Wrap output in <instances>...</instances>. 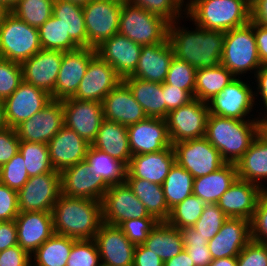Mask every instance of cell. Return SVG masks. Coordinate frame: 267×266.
I'll return each instance as SVG.
<instances>
[{
  "label": "cell",
  "instance_id": "obj_1",
  "mask_svg": "<svg viewBox=\"0 0 267 266\" xmlns=\"http://www.w3.org/2000/svg\"><path fill=\"white\" fill-rule=\"evenodd\" d=\"M184 18L169 23L168 40L174 56L196 69L215 67L220 64L225 32L199 27H186Z\"/></svg>",
  "mask_w": 267,
  "mask_h": 266
},
{
  "label": "cell",
  "instance_id": "obj_2",
  "mask_svg": "<svg viewBox=\"0 0 267 266\" xmlns=\"http://www.w3.org/2000/svg\"><path fill=\"white\" fill-rule=\"evenodd\" d=\"M54 233L75 239H94L102 221V202L60 194L51 210Z\"/></svg>",
  "mask_w": 267,
  "mask_h": 266
},
{
  "label": "cell",
  "instance_id": "obj_3",
  "mask_svg": "<svg viewBox=\"0 0 267 266\" xmlns=\"http://www.w3.org/2000/svg\"><path fill=\"white\" fill-rule=\"evenodd\" d=\"M258 135V120L208 116L205 138L226 163L236 164Z\"/></svg>",
  "mask_w": 267,
  "mask_h": 266
},
{
  "label": "cell",
  "instance_id": "obj_4",
  "mask_svg": "<svg viewBox=\"0 0 267 266\" xmlns=\"http://www.w3.org/2000/svg\"><path fill=\"white\" fill-rule=\"evenodd\" d=\"M250 12L245 0H186L185 21L207 30L227 32L248 24Z\"/></svg>",
  "mask_w": 267,
  "mask_h": 266
},
{
  "label": "cell",
  "instance_id": "obj_5",
  "mask_svg": "<svg viewBox=\"0 0 267 266\" xmlns=\"http://www.w3.org/2000/svg\"><path fill=\"white\" fill-rule=\"evenodd\" d=\"M220 64L235 77L244 78H247L245 75L248 73L255 75L261 67L262 63L258 56L254 35V23L251 20L244 26L225 32Z\"/></svg>",
  "mask_w": 267,
  "mask_h": 266
},
{
  "label": "cell",
  "instance_id": "obj_6",
  "mask_svg": "<svg viewBox=\"0 0 267 266\" xmlns=\"http://www.w3.org/2000/svg\"><path fill=\"white\" fill-rule=\"evenodd\" d=\"M169 22L125 0L118 33L141 45L160 44L168 38Z\"/></svg>",
  "mask_w": 267,
  "mask_h": 266
},
{
  "label": "cell",
  "instance_id": "obj_7",
  "mask_svg": "<svg viewBox=\"0 0 267 266\" xmlns=\"http://www.w3.org/2000/svg\"><path fill=\"white\" fill-rule=\"evenodd\" d=\"M41 49L38 28L9 12L0 27V58L21 64Z\"/></svg>",
  "mask_w": 267,
  "mask_h": 266
},
{
  "label": "cell",
  "instance_id": "obj_8",
  "mask_svg": "<svg viewBox=\"0 0 267 266\" xmlns=\"http://www.w3.org/2000/svg\"><path fill=\"white\" fill-rule=\"evenodd\" d=\"M250 79L249 75L247 79L236 77L221 92L207 102L209 113L239 120H257L259 115L256 114L257 117H254V112H252L256 105L254 86L251 85Z\"/></svg>",
  "mask_w": 267,
  "mask_h": 266
},
{
  "label": "cell",
  "instance_id": "obj_9",
  "mask_svg": "<svg viewBox=\"0 0 267 266\" xmlns=\"http://www.w3.org/2000/svg\"><path fill=\"white\" fill-rule=\"evenodd\" d=\"M123 0H91L83 5L87 47L96 48L119 31Z\"/></svg>",
  "mask_w": 267,
  "mask_h": 266
},
{
  "label": "cell",
  "instance_id": "obj_10",
  "mask_svg": "<svg viewBox=\"0 0 267 266\" xmlns=\"http://www.w3.org/2000/svg\"><path fill=\"white\" fill-rule=\"evenodd\" d=\"M172 147L175 162L194 178L208 175L226 163L219 151L205 137L176 142Z\"/></svg>",
  "mask_w": 267,
  "mask_h": 266
},
{
  "label": "cell",
  "instance_id": "obj_11",
  "mask_svg": "<svg viewBox=\"0 0 267 266\" xmlns=\"http://www.w3.org/2000/svg\"><path fill=\"white\" fill-rule=\"evenodd\" d=\"M208 105L198 99L170 111L166 117L172 144L205 137Z\"/></svg>",
  "mask_w": 267,
  "mask_h": 266
},
{
  "label": "cell",
  "instance_id": "obj_12",
  "mask_svg": "<svg viewBox=\"0 0 267 266\" xmlns=\"http://www.w3.org/2000/svg\"><path fill=\"white\" fill-rule=\"evenodd\" d=\"M61 194L60 172L29 177L18 191L19 212H51Z\"/></svg>",
  "mask_w": 267,
  "mask_h": 266
},
{
  "label": "cell",
  "instance_id": "obj_13",
  "mask_svg": "<svg viewBox=\"0 0 267 266\" xmlns=\"http://www.w3.org/2000/svg\"><path fill=\"white\" fill-rule=\"evenodd\" d=\"M101 202L102 221L109 225L119 226L129 219L154 217L149 215L126 182L109 186Z\"/></svg>",
  "mask_w": 267,
  "mask_h": 266
},
{
  "label": "cell",
  "instance_id": "obj_14",
  "mask_svg": "<svg viewBox=\"0 0 267 266\" xmlns=\"http://www.w3.org/2000/svg\"><path fill=\"white\" fill-rule=\"evenodd\" d=\"M61 100L52 99L42 110L15 127L20 141L47 144L64 126Z\"/></svg>",
  "mask_w": 267,
  "mask_h": 266
},
{
  "label": "cell",
  "instance_id": "obj_15",
  "mask_svg": "<svg viewBox=\"0 0 267 266\" xmlns=\"http://www.w3.org/2000/svg\"><path fill=\"white\" fill-rule=\"evenodd\" d=\"M60 175L61 193L68 197L102 201L109 188L86 160L64 169Z\"/></svg>",
  "mask_w": 267,
  "mask_h": 266
},
{
  "label": "cell",
  "instance_id": "obj_16",
  "mask_svg": "<svg viewBox=\"0 0 267 266\" xmlns=\"http://www.w3.org/2000/svg\"><path fill=\"white\" fill-rule=\"evenodd\" d=\"M61 101L64 110V125L91 145L104 120L102 103L77 100L72 97Z\"/></svg>",
  "mask_w": 267,
  "mask_h": 266
},
{
  "label": "cell",
  "instance_id": "obj_17",
  "mask_svg": "<svg viewBox=\"0 0 267 266\" xmlns=\"http://www.w3.org/2000/svg\"><path fill=\"white\" fill-rule=\"evenodd\" d=\"M96 55V49L92 47H79L63 53L54 89V100H64L75 95L89 62Z\"/></svg>",
  "mask_w": 267,
  "mask_h": 266
},
{
  "label": "cell",
  "instance_id": "obj_18",
  "mask_svg": "<svg viewBox=\"0 0 267 266\" xmlns=\"http://www.w3.org/2000/svg\"><path fill=\"white\" fill-rule=\"evenodd\" d=\"M63 51L41 49L21 63L23 81L44 90L54 99V89L61 67Z\"/></svg>",
  "mask_w": 267,
  "mask_h": 266
},
{
  "label": "cell",
  "instance_id": "obj_19",
  "mask_svg": "<svg viewBox=\"0 0 267 266\" xmlns=\"http://www.w3.org/2000/svg\"><path fill=\"white\" fill-rule=\"evenodd\" d=\"M51 100V95L44 90L22 81L19 87L3 101L8 126L15 128L42 110Z\"/></svg>",
  "mask_w": 267,
  "mask_h": 266
},
{
  "label": "cell",
  "instance_id": "obj_20",
  "mask_svg": "<svg viewBox=\"0 0 267 266\" xmlns=\"http://www.w3.org/2000/svg\"><path fill=\"white\" fill-rule=\"evenodd\" d=\"M94 240L104 266H133L136 245L114 225L102 223Z\"/></svg>",
  "mask_w": 267,
  "mask_h": 266
},
{
  "label": "cell",
  "instance_id": "obj_21",
  "mask_svg": "<svg viewBox=\"0 0 267 266\" xmlns=\"http://www.w3.org/2000/svg\"><path fill=\"white\" fill-rule=\"evenodd\" d=\"M122 78L115 69L96 55L90 62L78 90L72 98L101 102Z\"/></svg>",
  "mask_w": 267,
  "mask_h": 266
},
{
  "label": "cell",
  "instance_id": "obj_22",
  "mask_svg": "<svg viewBox=\"0 0 267 266\" xmlns=\"http://www.w3.org/2000/svg\"><path fill=\"white\" fill-rule=\"evenodd\" d=\"M127 133L132 156L159 152L172 146L166 119L147 117L127 126Z\"/></svg>",
  "mask_w": 267,
  "mask_h": 266
},
{
  "label": "cell",
  "instance_id": "obj_23",
  "mask_svg": "<svg viewBox=\"0 0 267 266\" xmlns=\"http://www.w3.org/2000/svg\"><path fill=\"white\" fill-rule=\"evenodd\" d=\"M96 49V54L124 79L131 76L137 67L142 45L135 43L119 33L103 41Z\"/></svg>",
  "mask_w": 267,
  "mask_h": 266
},
{
  "label": "cell",
  "instance_id": "obj_24",
  "mask_svg": "<svg viewBox=\"0 0 267 266\" xmlns=\"http://www.w3.org/2000/svg\"><path fill=\"white\" fill-rule=\"evenodd\" d=\"M250 221L243 218H227L219 232L208 241L212 259L237 257L251 241Z\"/></svg>",
  "mask_w": 267,
  "mask_h": 266
},
{
  "label": "cell",
  "instance_id": "obj_25",
  "mask_svg": "<svg viewBox=\"0 0 267 266\" xmlns=\"http://www.w3.org/2000/svg\"><path fill=\"white\" fill-rule=\"evenodd\" d=\"M264 190L246 180L237 178L217 202L228 218L251 220Z\"/></svg>",
  "mask_w": 267,
  "mask_h": 266
},
{
  "label": "cell",
  "instance_id": "obj_26",
  "mask_svg": "<svg viewBox=\"0 0 267 266\" xmlns=\"http://www.w3.org/2000/svg\"><path fill=\"white\" fill-rule=\"evenodd\" d=\"M104 119L129 126L147 118L129 87L121 81L102 101Z\"/></svg>",
  "mask_w": 267,
  "mask_h": 266
},
{
  "label": "cell",
  "instance_id": "obj_27",
  "mask_svg": "<svg viewBox=\"0 0 267 266\" xmlns=\"http://www.w3.org/2000/svg\"><path fill=\"white\" fill-rule=\"evenodd\" d=\"M15 222L18 245L30 255L54 234L51 212H19Z\"/></svg>",
  "mask_w": 267,
  "mask_h": 266
},
{
  "label": "cell",
  "instance_id": "obj_28",
  "mask_svg": "<svg viewBox=\"0 0 267 266\" xmlns=\"http://www.w3.org/2000/svg\"><path fill=\"white\" fill-rule=\"evenodd\" d=\"M47 145L53 168L60 173L85 160L87 149L90 146L75 131L65 125Z\"/></svg>",
  "mask_w": 267,
  "mask_h": 266
},
{
  "label": "cell",
  "instance_id": "obj_29",
  "mask_svg": "<svg viewBox=\"0 0 267 266\" xmlns=\"http://www.w3.org/2000/svg\"><path fill=\"white\" fill-rule=\"evenodd\" d=\"M174 163L172 146L159 152L133 155L127 165L126 178L145 179L162 185Z\"/></svg>",
  "mask_w": 267,
  "mask_h": 266
},
{
  "label": "cell",
  "instance_id": "obj_30",
  "mask_svg": "<svg viewBox=\"0 0 267 266\" xmlns=\"http://www.w3.org/2000/svg\"><path fill=\"white\" fill-rule=\"evenodd\" d=\"M173 56L174 52L168 38L160 44L142 45L136 70L128 77L162 84L165 82Z\"/></svg>",
  "mask_w": 267,
  "mask_h": 266
},
{
  "label": "cell",
  "instance_id": "obj_31",
  "mask_svg": "<svg viewBox=\"0 0 267 266\" xmlns=\"http://www.w3.org/2000/svg\"><path fill=\"white\" fill-rule=\"evenodd\" d=\"M238 178L235 163H225L208 175L194 178L193 194L206 204H217L220 197Z\"/></svg>",
  "mask_w": 267,
  "mask_h": 266
},
{
  "label": "cell",
  "instance_id": "obj_32",
  "mask_svg": "<svg viewBox=\"0 0 267 266\" xmlns=\"http://www.w3.org/2000/svg\"><path fill=\"white\" fill-rule=\"evenodd\" d=\"M109 156L122 161L126 166L132 157L129 147L127 126L104 119L91 144Z\"/></svg>",
  "mask_w": 267,
  "mask_h": 266
},
{
  "label": "cell",
  "instance_id": "obj_33",
  "mask_svg": "<svg viewBox=\"0 0 267 266\" xmlns=\"http://www.w3.org/2000/svg\"><path fill=\"white\" fill-rule=\"evenodd\" d=\"M236 167L238 178L267 190V142L258 135Z\"/></svg>",
  "mask_w": 267,
  "mask_h": 266
},
{
  "label": "cell",
  "instance_id": "obj_34",
  "mask_svg": "<svg viewBox=\"0 0 267 266\" xmlns=\"http://www.w3.org/2000/svg\"><path fill=\"white\" fill-rule=\"evenodd\" d=\"M122 81L129 87L147 117L165 119V98L161 83L144 81L136 77H125Z\"/></svg>",
  "mask_w": 267,
  "mask_h": 266
},
{
  "label": "cell",
  "instance_id": "obj_35",
  "mask_svg": "<svg viewBox=\"0 0 267 266\" xmlns=\"http://www.w3.org/2000/svg\"><path fill=\"white\" fill-rule=\"evenodd\" d=\"M125 182L144 204L149 215L160 222L168 220L171 210L166 203L162 185L139 178H126Z\"/></svg>",
  "mask_w": 267,
  "mask_h": 266
},
{
  "label": "cell",
  "instance_id": "obj_36",
  "mask_svg": "<svg viewBox=\"0 0 267 266\" xmlns=\"http://www.w3.org/2000/svg\"><path fill=\"white\" fill-rule=\"evenodd\" d=\"M143 245L157 254L163 262L172 259L184 249L181 230L167 222H159Z\"/></svg>",
  "mask_w": 267,
  "mask_h": 266
},
{
  "label": "cell",
  "instance_id": "obj_37",
  "mask_svg": "<svg viewBox=\"0 0 267 266\" xmlns=\"http://www.w3.org/2000/svg\"><path fill=\"white\" fill-rule=\"evenodd\" d=\"M53 15L60 20L78 47H87L83 6L68 0H54Z\"/></svg>",
  "mask_w": 267,
  "mask_h": 266
},
{
  "label": "cell",
  "instance_id": "obj_38",
  "mask_svg": "<svg viewBox=\"0 0 267 266\" xmlns=\"http://www.w3.org/2000/svg\"><path fill=\"white\" fill-rule=\"evenodd\" d=\"M236 77L223 65L197 69L194 98L208 102Z\"/></svg>",
  "mask_w": 267,
  "mask_h": 266
},
{
  "label": "cell",
  "instance_id": "obj_39",
  "mask_svg": "<svg viewBox=\"0 0 267 266\" xmlns=\"http://www.w3.org/2000/svg\"><path fill=\"white\" fill-rule=\"evenodd\" d=\"M76 240L54 233L31 254V266H66Z\"/></svg>",
  "mask_w": 267,
  "mask_h": 266
},
{
  "label": "cell",
  "instance_id": "obj_40",
  "mask_svg": "<svg viewBox=\"0 0 267 266\" xmlns=\"http://www.w3.org/2000/svg\"><path fill=\"white\" fill-rule=\"evenodd\" d=\"M85 160L101 175L108 186L123 184L126 181L127 166L107 153L90 145Z\"/></svg>",
  "mask_w": 267,
  "mask_h": 266
},
{
  "label": "cell",
  "instance_id": "obj_41",
  "mask_svg": "<svg viewBox=\"0 0 267 266\" xmlns=\"http://www.w3.org/2000/svg\"><path fill=\"white\" fill-rule=\"evenodd\" d=\"M193 186L194 177L175 162L162 184L168 208L171 210L193 194Z\"/></svg>",
  "mask_w": 267,
  "mask_h": 266
},
{
  "label": "cell",
  "instance_id": "obj_42",
  "mask_svg": "<svg viewBox=\"0 0 267 266\" xmlns=\"http://www.w3.org/2000/svg\"><path fill=\"white\" fill-rule=\"evenodd\" d=\"M39 41L42 49L72 51L79 47L71 40L63 24L52 15L38 28Z\"/></svg>",
  "mask_w": 267,
  "mask_h": 266
},
{
  "label": "cell",
  "instance_id": "obj_43",
  "mask_svg": "<svg viewBox=\"0 0 267 266\" xmlns=\"http://www.w3.org/2000/svg\"><path fill=\"white\" fill-rule=\"evenodd\" d=\"M19 152L24 158L29 177L58 172L53 168L47 144L21 141Z\"/></svg>",
  "mask_w": 267,
  "mask_h": 266
},
{
  "label": "cell",
  "instance_id": "obj_44",
  "mask_svg": "<svg viewBox=\"0 0 267 266\" xmlns=\"http://www.w3.org/2000/svg\"><path fill=\"white\" fill-rule=\"evenodd\" d=\"M54 0H19L10 9L28 25L39 28L53 15Z\"/></svg>",
  "mask_w": 267,
  "mask_h": 266
},
{
  "label": "cell",
  "instance_id": "obj_45",
  "mask_svg": "<svg viewBox=\"0 0 267 266\" xmlns=\"http://www.w3.org/2000/svg\"><path fill=\"white\" fill-rule=\"evenodd\" d=\"M205 206L206 203L196 195L191 194L184 201L171 209L166 222L180 230L192 227L200 218Z\"/></svg>",
  "mask_w": 267,
  "mask_h": 266
},
{
  "label": "cell",
  "instance_id": "obj_46",
  "mask_svg": "<svg viewBox=\"0 0 267 266\" xmlns=\"http://www.w3.org/2000/svg\"><path fill=\"white\" fill-rule=\"evenodd\" d=\"M153 14L159 15L169 23L186 15V0H125ZM184 15V16H183Z\"/></svg>",
  "mask_w": 267,
  "mask_h": 266
},
{
  "label": "cell",
  "instance_id": "obj_47",
  "mask_svg": "<svg viewBox=\"0 0 267 266\" xmlns=\"http://www.w3.org/2000/svg\"><path fill=\"white\" fill-rule=\"evenodd\" d=\"M184 249L188 252L194 266H209L212 257L208 248V240L199 235L192 227L181 229Z\"/></svg>",
  "mask_w": 267,
  "mask_h": 266
},
{
  "label": "cell",
  "instance_id": "obj_48",
  "mask_svg": "<svg viewBox=\"0 0 267 266\" xmlns=\"http://www.w3.org/2000/svg\"><path fill=\"white\" fill-rule=\"evenodd\" d=\"M196 71L197 69L186 61L173 56L164 83L184 89L194 96Z\"/></svg>",
  "mask_w": 267,
  "mask_h": 266
},
{
  "label": "cell",
  "instance_id": "obj_49",
  "mask_svg": "<svg viewBox=\"0 0 267 266\" xmlns=\"http://www.w3.org/2000/svg\"><path fill=\"white\" fill-rule=\"evenodd\" d=\"M227 218L217 204H206L200 218L192 228L198 231L201 237L210 241L219 232Z\"/></svg>",
  "mask_w": 267,
  "mask_h": 266
},
{
  "label": "cell",
  "instance_id": "obj_50",
  "mask_svg": "<svg viewBox=\"0 0 267 266\" xmlns=\"http://www.w3.org/2000/svg\"><path fill=\"white\" fill-rule=\"evenodd\" d=\"M99 251L94 239L76 240L66 266H101Z\"/></svg>",
  "mask_w": 267,
  "mask_h": 266
},
{
  "label": "cell",
  "instance_id": "obj_51",
  "mask_svg": "<svg viewBox=\"0 0 267 266\" xmlns=\"http://www.w3.org/2000/svg\"><path fill=\"white\" fill-rule=\"evenodd\" d=\"M24 163V158L18 151L9 162L0 167L1 183L19 191L29 179Z\"/></svg>",
  "mask_w": 267,
  "mask_h": 266
},
{
  "label": "cell",
  "instance_id": "obj_52",
  "mask_svg": "<svg viewBox=\"0 0 267 266\" xmlns=\"http://www.w3.org/2000/svg\"><path fill=\"white\" fill-rule=\"evenodd\" d=\"M22 81L21 64L0 58V101L8 98Z\"/></svg>",
  "mask_w": 267,
  "mask_h": 266
},
{
  "label": "cell",
  "instance_id": "obj_53",
  "mask_svg": "<svg viewBox=\"0 0 267 266\" xmlns=\"http://www.w3.org/2000/svg\"><path fill=\"white\" fill-rule=\"evenodd\" d=\"M158 221L155 217H143L140 219H129L122 222L118 227L124 232L125 236L134 245L143 244L148 238L149 233L157 226Z\"/></svg>",
  "mask_w": 267,
  "mask_h": 266
},
{
  "label": "cell",
  "instance_id": "obj_54",
  "mask_svg": "<svg viewBox=\"0 0 267 266\" xmlns=\"http://www.w3.org/2000/svg\"><path fill=\"white\" fill-rule=\"evenodd\" d=\"M251 239L267 244V190H265L257 203V207L250 220Z\"/></svg>",
  "mask_w": 267,
  "mask_h": 266
},
{
  "label": "cell",
  "instance_id": "obj_55",
  "mask_svg": "<svg viewBox=\"0 0 267 266\" xmlns=\"http://www.w3.org/2000/svg\"><path fill=\"white\" fill-rule=\"evenodd\" d=\"M237 266H267V244L251 240L237 256Z\"/></svg>",
  "mask_w": 267,
  "mask_h": 266
},
{
  "label": "cell",
  "instance_id": "obj_56",
  "mask_svg": "<svg viewBox=\"0 0 267 266\" xmlns=\"http://www.w3.org/2000/svg\"><path fill=\"white\" fill-rule=\"evenodd\" d=\"M19 214L18 191L0 184V222L15 220Z\"/></svg>",
  "mask_w": 267,
  "mask_h": 266
},
{
  "label": "cell",
  "instance_id": "obj_57",
  "mask_svg": "<svg viewBox=\"0 0 267 266\" xmlns=\"http://www.w3.org/2000/svg\"><path fill=\"white\" fill-rule=\"evenodd\" d=\"M162 92L165 98V119L168 113L194 100V96L181 88L162 83Z\"/></svg>",
  "mask_w": 267,
  "mask_h": 266
},
{
  "label": "cell",
  "instance_id": "obj_58",
  "mask_svg": "<svg viewBox=\"0 0 267 266\" xmlns=\"http://www.w3.org/2000/svg\"><path fill=\"white\" fill-rule=\"evenodd\" d=\"M20 142L15 128L8 127L0 132V167L19 151Z\"/></svg>",
  "mask_w": 267,
  "mask_h": 266
},
{
  "label": "cell",
  "instance_id": "obj_59",
  "mask_svg": "<svg viewBox=\"0 0 267 266\" xmlns=\"http://www.w3.org/2000/svg\"><path fill=\"white\" fill-rule=\"evenodd\" d=\"M251 79H254V80H251L253 82L252 85H256L254 86V98H255V105L258 106L259 104V107H264L263 109L262 108H259L257 107V109H259V111L263 110V112H258V114H265L267 113V63H264L261 65V67L257 70V72L255 73V75L251 78ZM256 82V83H254ZM258 98V99H257ZM259 101V103L257 104V102ZM262 102H261V101ZM260 103L262 106H260Z\"/></svg>",
  "mask_w": 267,
  "mask_h": 266
},
{
  "label": "cell",
  "instance_id": "obj_60",
  "mask_svg": "<svg viewBox=\"0 0 267 266\" xmlns=\"http://www.w3.org/2000/svg\"><path fill=\"white\" fill-rule=\"evenodd\" d=\"M0 266H31V255L19 245L0 251Z\"/></svg>",
  "mask_w": 267,
  "mask_h": 266
},
{
  "label": "cell",
  "instance_id": "obj_61",
  "mask_svg": "<svg viewBox=\"0 0 267 266\" xmlns=\"http://www.w3.org/2000/svg\"><path fill=\"white\" fill-rule=\"evenodd\" d=\"M133 266H164V262L143 244L136 245Z\"/></svg>",
  "mask_w": 267,
  "mask_h": 266
},
{
  "label": "cell",
  "instance_id": "obj_62",
  "mask_svg": "<svg viewBox=\"0 0 267 266\" xmlns=\"http://www.w3.org/2000/svg\"><path fill=\"white\" fill-rule=\"evenodd\" d=\"M18 245L15 220L0 222V251Z\"/></svg>",
  "mask_w": 267,
  "mask_h": 266
},
{
  "label": "cell",
  "instance_id": "obj_63",
  "mask_svg": "<svg viewBox=\"0 0 267 266\" xmlns=\"http://www.w3.org/2000/svg\"><path fill=\"white\" fill-rule=\"evenodd\" d=\"M254 35L261 63H267V27L254 23Z\"/></svg>",
  "mask_w": 267,
  "mask_h": 266
},
{
  "label": "cell",
  "instance_id": "obj_64",
  "mask_svg": "<svg viewBox=\"0 0 267 266\" xmlns=\"http://www.w3.org/2000/svg\"><path fill=\"white\" fill-rule=\"evenodd\" d=\"M250 20L255 24L267 27V0H259L251 7Z\"/></svg>",
  "mask_w": 267,
  "mask_h": 266
},
{
  "label": "cell",
  "instance_id": "obj_65",
  "mask_svg": "<svg viewBox=\"0 0 267 266\" xmlns=\"http://www.w3.org/2000/svg\"><path fill=\"white\" fill-rule=\"evenodd\" d=\"M164 266H194V263L189 257L188 252L183 249L172 259L165 261Z\"/></svg>",
  "mask_w": 267,
  "mask_h": 266
},
{
  "label": "cell",
  "instance_id": "obj_66",
  "mask_svg": "<svg viewBox=\"0 0 267 266\" xmlns=\"http://www.w3.org/2000/svg\"><path fill=\"white\" fill-rule=\"evenodd\" d=\"M261 116V117H260ZM259 136L267 142V113L258 117Z\"/></svg>",
  "mask_w": 267,
  "mask_h": 266
},
{
  "label": "cell",
  "instance_id": "obj_67",
  "mask_svg": "<svg viewBox=\"0 0 267 266\" xmlns=\"http://www.w3.org/2000/svg\"><path fill=\"white\" fill-rule=\"evenodd\" d=\"M209 266H237V257L213 259Z\"/></svg>",
  "mask_w": 267,
  "mask_h": 266
},
{
  "label": "cell",
  "instance_id": "obj_68",
  "mask_svg": "<svg viewBox=\"0 0 267 266\" xmlns=\"http://www.w3.org/2000/svg\"><path fill=\"white\" fill-rule=\"evenodd\" d=\"M3 102L0 101V132L8 128Z\"/></svg>",
  "mask_w": 267,
  "mask_h": 266
},
{
  "label": "cell",
  "instance_id": "obj_69",
  "mask_svg": "<svg viewBox=\"0 0 267 266\" xmlns=\"http://www.w3.org/2000/svg\"><path fill=\"white\" fill-rule=\"evenodd\" d=\"M10 12V10L0 2V27L3 23L4 18Z\"/></svg>",
  "mask_w": 267,
  "mask_h": 266
},
{
  "label": "cell",
  "instance_id": "obj_70",
  "mask_svg": "<svg viewBox=\"0 0 267 266\" xmlns=\"http://www.w3.org/2000/svg\"><path fill=\"white\" fill-rule=\"evenodd\" d=\"M19 0H0L2 4H4L9 10L14 7V5L18 2Z\"/></svg>",
  "mask_w": 267,
  "mask_h": 266
},
{
  "label": "cell",
  "instance_id": "obj_71",
  "mask_svg": "<svg viewBox=\"0 0 267 266\" xmlns=\"http://www.w3.org/2000/svg\"><path fill=\"white\" fill-rule=\"evenodd\" d=\"M68 1H71L73 3H77V4H80V5H85L87 4L88 2H90L91 0H68Z\"/></svg>",
  "mask_w": 267,
  "mask_h": 266
},
{
  "label": "cell",
  "instance_id": "obj_72",
  "mask_svg": "<svg viewBox=\"0 0 267 266\" xmlns=\"http://www.w3.org/2000/svg\"><path fill=\"white\" fill-rule=\"evenodd\" d=\"M259 0H245L246 4L251 8L254 4H256Z\"/></svg>",
  "mask_w": 267,
  "mask_h": 266
}]
</instances>
